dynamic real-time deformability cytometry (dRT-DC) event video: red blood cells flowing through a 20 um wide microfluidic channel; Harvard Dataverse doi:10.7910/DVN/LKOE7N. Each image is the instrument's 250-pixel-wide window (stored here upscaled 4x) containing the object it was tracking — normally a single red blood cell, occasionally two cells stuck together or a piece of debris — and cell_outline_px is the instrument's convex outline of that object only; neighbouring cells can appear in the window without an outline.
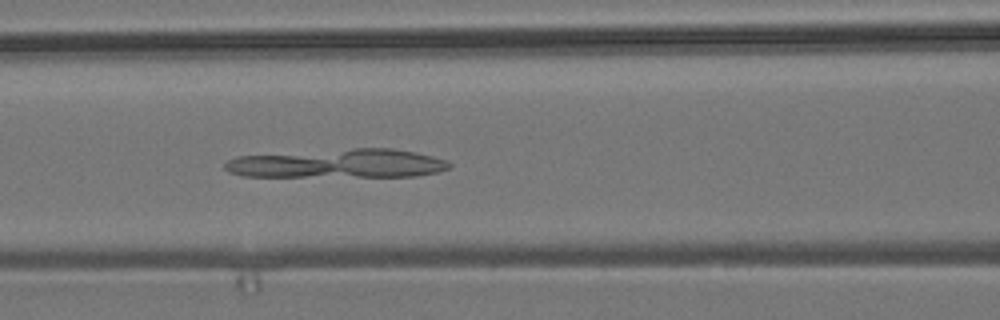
{"species": "common noctule bat (a hibernating species)", "species_latin": "Nyctalus noctula", "temperature_condition": "room temperature", "stored_images_in_passage": 43, "camera_frame_rate_fps": 3000, "um_per_image_px": 0.085, "animal": {"sex": "male", "body_mass_g": 19.2, "forearm_length_mm": 51.8}, "frame": {"image": 1, "passage_image": 10, "time_ms": 3.0, "image_size_px": [1000, 320], "cell_outline_px": [[452, 168], [436, 172], [416, 176], [244, 176], [228, 172], [224, 168], [224, 164], [228, 160], [236, 156], [352, 148], [392, 148], [416, 152], [432, 156], [444, 160], [452, 164]], "centroid_in_image_um": [28.73, 13.89], "position_along_channel_um": 137.9, "area_um2": 37.69}}
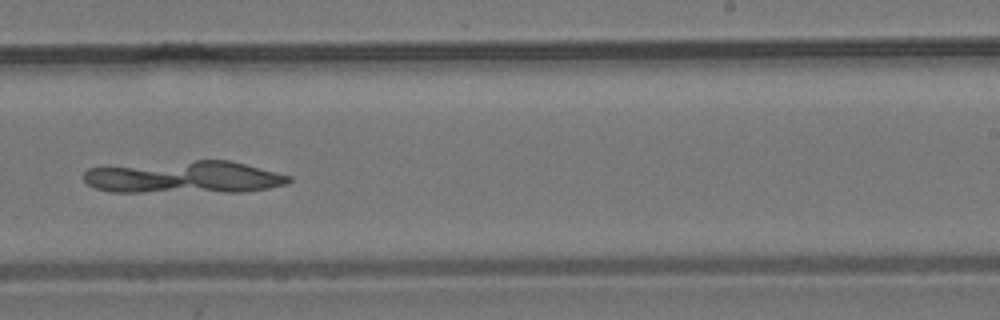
{"frame": {"image": 2, "passage_image": 21, "time_ms": 6.667, "image_size_px": [1000, 320], "cell_outline_px": [[292, 180], [288, 184], [268, 188], [244, 192], [108, 192], [96, 188], [88, 184], [84, 180], [84, 172], [88, 168], [108, 164], [196, 160], [228, 160], [292, 176]], "centroid_in_image_um": [15.58, 15.05], "position_along_channel_um": 273.4, "area_um2": 39.65}}
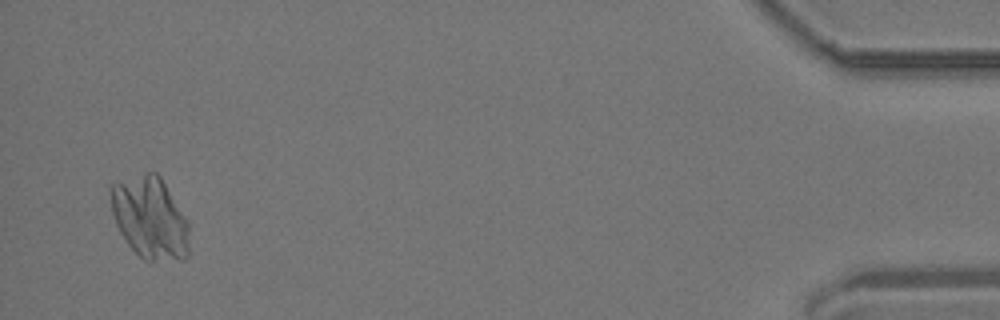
{"frame": {"image": 3, "passage_image": 40, "time_ms": 13.0, "image_size_px": [1000, 320], "cell_outline_px": [[188, 256], [184, 260], [144, 260], [128, 244], [120, 232], [116, 224], [112, 212], [108, 192], [108, 188], [112, 184], [144, 172], [156, 172], [160, 176], [188, 220]], "centroid_in_image_um": [12.73, 18.5], "position_along_channel_um": 422.5, "area_um2": 37.69}}